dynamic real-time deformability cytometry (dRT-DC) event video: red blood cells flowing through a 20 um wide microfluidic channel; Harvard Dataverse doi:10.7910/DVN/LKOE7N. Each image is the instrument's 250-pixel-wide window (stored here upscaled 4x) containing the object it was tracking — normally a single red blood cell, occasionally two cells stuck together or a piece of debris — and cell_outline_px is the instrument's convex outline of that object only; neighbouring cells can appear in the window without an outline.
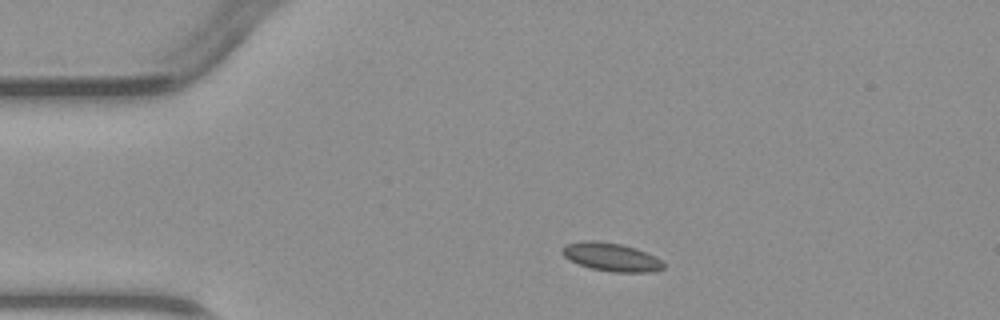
{"species": "common noctule bat (a hibernating species)", "species_latin": "Nyctalus noctula", "temperature_condition": "warm", "stored_images_in_passage": 2, "camera_frame_rate_fps": 3000, "um_per_image_px": 0.085, "animal": {"sex": "male", "body_mass_g": 23.1, "forearm_length_mm": 52.7}, "frame": {"image": 1, "passage_image": 1, "time_ms": 0.0, "image_size_px": [1000, 320], "cell_outline_px": [[664, 268], [656, 272], [612, 272], [592, 268], [580, 264], [564, 256], [560, 252], [560, 248], [564, 244], [580, 240], [596, 240], [620, 244], [636, 248], [660, 260], [664, 264]], "centroid_in_image_um": [51.91, 21.83], "position_along_channel_um": 33.1, "area_um2": 16.7}}